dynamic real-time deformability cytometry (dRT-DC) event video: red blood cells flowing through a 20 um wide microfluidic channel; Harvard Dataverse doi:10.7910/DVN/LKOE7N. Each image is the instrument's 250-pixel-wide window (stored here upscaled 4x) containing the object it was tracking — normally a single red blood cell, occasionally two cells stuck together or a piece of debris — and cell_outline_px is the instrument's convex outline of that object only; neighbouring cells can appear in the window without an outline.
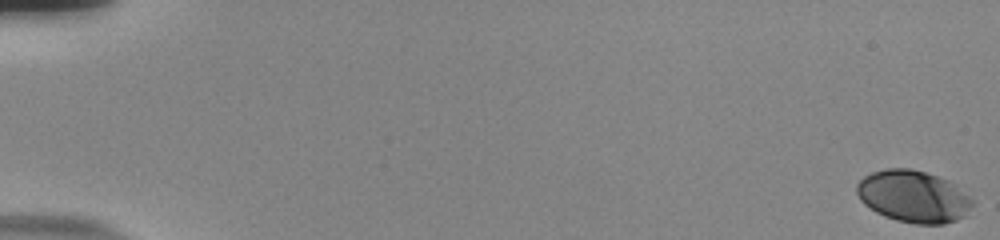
{"species": "human", "species_latin": "Homo sapiens", "temperature_condition": "room temperature", "stored_images_in_passage": 58, "camera_frame_rate_fps": 3000, "um_per_image_px": 0.085, "donor": {"sex": "male"}, "frame": {"image": 1, "passage_image": 1, "time_ms": 0.0, "image_size_px": [1000, 240], "cell_outline_px": [[976, 204], [968, 216], [944, 224], [916, 224], [896, 220], [884, 216], [876, 212], [864, 204], [860, 200], [856, 192], [856, 184], [864, 176], [872, 172], [884, 168], [912, 168], [948, 180], [956, 184], [976, 200]], "centroid_in_image_um": [77.7, 16.71], "position_along_channel_um": 7.3, "area_um2": 35.78}}
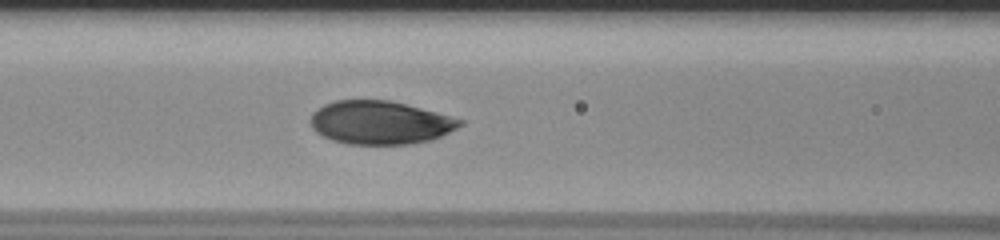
{"frame": {"image": 2, "passage_image": 27, "time_ms": 8.667, "image_size_px": [1000, 240], "cell_outline_px": [[464, 124], [432, 140], [412, 144], [348, 144], [332, 140], [316, 132], [312, 128], [312, 112], [324, 104], [336, 100], [388, 100], [436, 112], [464, 120]], "centroid_in_image_um": [32.31, 10.42], "position_along_channel_um": 134.3, "area_um2": 37.51}}
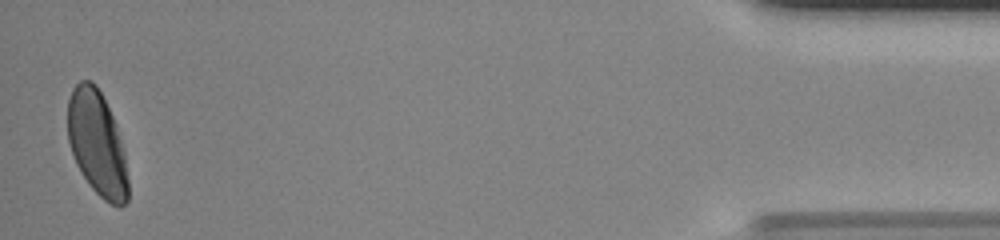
{"frame": {"image": 3, "passage_image": 57, "time_ms": 18.667, "image_size_px": [1000, 240], "cell_outline_px": [[128, 200], [120, 208], [104, 200], [88, 184], [76, 164], [68, 140], [68, 100], [72, 88], [80, 80], [92, 80], [96, 84], [116, 124], [124, 152], [128, 180]], "centroid_in_image_um": [8.25, 12.2], "position_along_channel_um": 427.0, "area_um2": 36.76}, "authors_computed_cell_mechanics": {"area_um2": 37.2521, "velocity_mm_per_s": 3.6965, "shape_relaxation_time_tau1_ms": 3.1038, "shape_relaxation_time_tau2_ms": null, "deformation_change_tau1": 0.1531, "deformation_change_tau2": null}}